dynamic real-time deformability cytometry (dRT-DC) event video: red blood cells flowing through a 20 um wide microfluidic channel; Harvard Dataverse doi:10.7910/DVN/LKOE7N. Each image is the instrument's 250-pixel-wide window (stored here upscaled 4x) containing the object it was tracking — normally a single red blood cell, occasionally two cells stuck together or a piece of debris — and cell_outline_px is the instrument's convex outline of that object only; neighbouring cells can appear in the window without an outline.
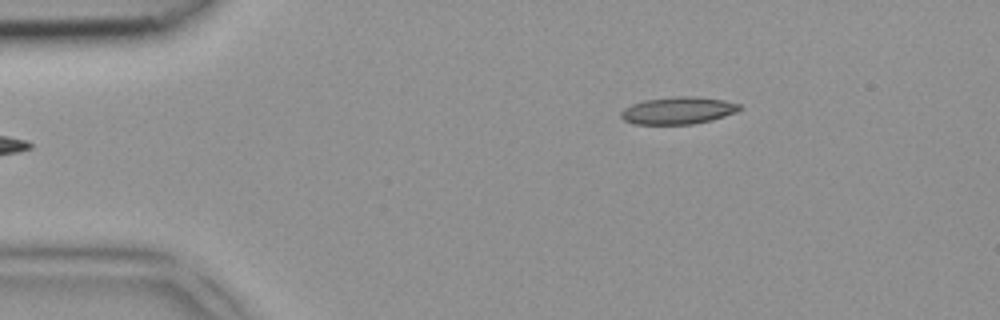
{"species": "common noctule bat (a hibernating species)", "species_latin": "Nyctalus noctula", "temperature_condition": "room temperature", "stored_images_in_passage": 4, "camera_frame_rate_fps": 3000, "um_per_image_px": 0.085, "animal": {"sex": "female", "body_mass_g": 18.4}, "frame": {"image": 1, "passage_image": 4, "time_ms": 1.0, "image_size_px": [1000, 320], "cell_outline_px": [[740, 108], [736, 112], [712, 120], [692, 124], [632, 124], [624, 120], [620, 116], [620, 112], [624, 108], [632, 104], [644, 100], [676, 96], [696, 96], [724, 100], [740, 104]], "centroid_in_image_um": [57.61, 9.39], "position_along_channel_um": 27.4, "area_um2": 18.84}}